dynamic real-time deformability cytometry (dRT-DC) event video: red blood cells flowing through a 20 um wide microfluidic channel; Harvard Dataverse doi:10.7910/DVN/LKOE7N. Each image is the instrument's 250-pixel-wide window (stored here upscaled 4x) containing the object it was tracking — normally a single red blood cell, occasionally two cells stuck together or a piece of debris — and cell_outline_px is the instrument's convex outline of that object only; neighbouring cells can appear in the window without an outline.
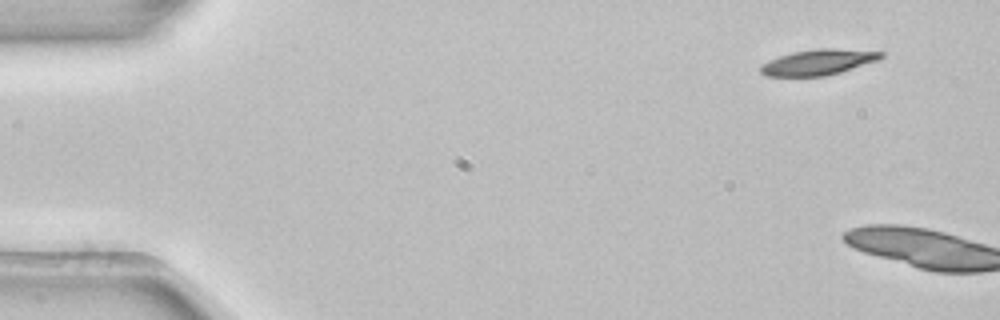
{"species": "common noctule bat (a hibernating species)", "species_latin": "Nyctalus noctula", "temperature_condition": "room temperature", "stored_images_in_passage": 2, "camera_frame_rate_fps": 3000, "um_per_image_px": 0.085, "animal": {"sex": "female", "body_mass_g": 22.7, "forearm_length_mm": 54.2}, "frame": {"image": 1, "passage_image": 1, "time_ms": 0.0, "image_size_px": [1000, 320], "cell_outline_px": [[884, 56], [876, 60], [840, 72], [824, 76], [764, 76], [760, 72], [760, 64], [780, 56], [792, 52], [816, 48], [832, 48], [884, 52]], "centroid_in_image_um": [69.5, 5.28], "position_along_channel_um": 15.5, "area_um2": 17.8}}